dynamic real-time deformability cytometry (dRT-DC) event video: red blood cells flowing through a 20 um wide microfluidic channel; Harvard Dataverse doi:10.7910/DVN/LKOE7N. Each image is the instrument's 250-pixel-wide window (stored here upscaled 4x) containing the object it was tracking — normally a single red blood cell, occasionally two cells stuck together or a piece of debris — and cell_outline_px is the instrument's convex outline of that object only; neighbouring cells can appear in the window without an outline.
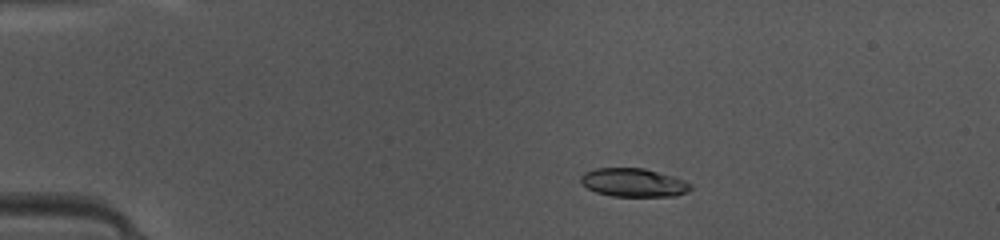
{"species": "common noctule bat (a hibernating species)", "species_latin": "Nyctalus noctula", "temperature_condition": "warm", "stored_images_in_passage": 48, "camera_frame_rate_fps": 3000, "um_per_image_px": 0.085, "animal": {"sex": "female", "body_mass_g": 10.0, "forearm_length_mm": 53.1}, "frame": {"image": 1, "passage_image": 10, "time_ms": 3.0, "image_size_px": [1000, 240], "cell_outline_px": [[692, 188], [688, 192], [676, 196], [612, 196], [596, 192], [580, 184], [580, 176], [584, 172], [596, 168], [644, 168], [672, 176], [684, 180], [692, 184]], "centroid_in_image_um": [53.84, 15.52], "position_along_channel_um": 31.2, "area_um2": 18.32}}
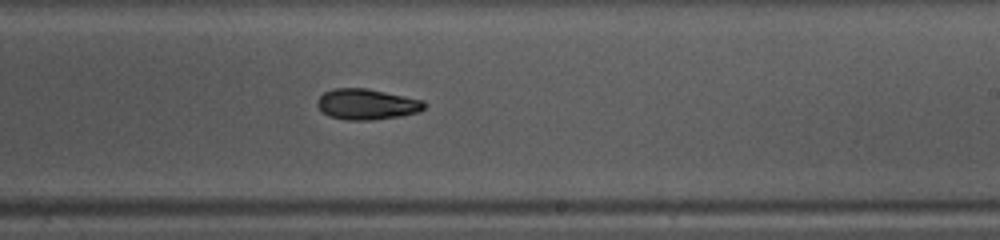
{"frame": {"image": 2, "passage_image": 30, "time_ms": 9.667, "image_size_px": [1000, 240], "cell_outline_px": [[424, 108], [420, 112], [400, 116], [372, 120], [344, 120], [328, 116], [316, 104], [316, 100], [324, 92], [336, 88], [364, 88], [424, 100]], "centroid_in_image_um": [31.16, 8.87], "position_along_channel_um": 257.8, "area_um2": 19.07}}
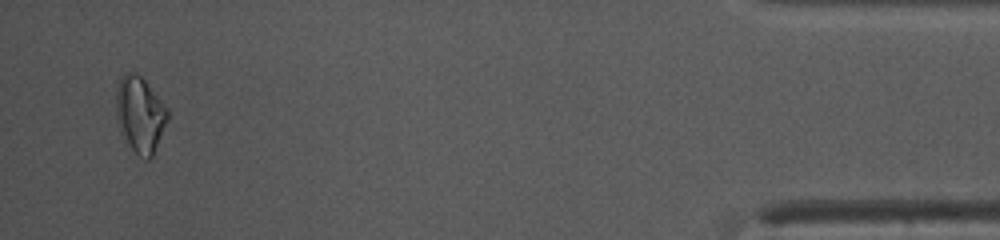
{"frame": {"image": 3, "passage_image": 47, "time_ms": 15.333, "image_size_px": [1000, 240], "cell_outline_px": [[168, 120], [152, 156], [148, 160], [124, 144], [116, 120], [116, 92], [120, 76], [124, 72], [132, 72], [140, 76], [144, 80], [168, 108]], "centroid_in_image_um": [11.87, 9.74], "position_along_channel_um": 423.3, "area_um2": 22.95}, "authors_computed_cell_mechanics": {"area_um2": 19.074, "velocity_mm_per_s": 4.1769, "shape_relaxation_time_tau1_ms": 3.7565, "shape_relaxation_time_tau2_ms": null, "deformation_change_tau1": 0.1426, "deformation_change_tau2": null}}